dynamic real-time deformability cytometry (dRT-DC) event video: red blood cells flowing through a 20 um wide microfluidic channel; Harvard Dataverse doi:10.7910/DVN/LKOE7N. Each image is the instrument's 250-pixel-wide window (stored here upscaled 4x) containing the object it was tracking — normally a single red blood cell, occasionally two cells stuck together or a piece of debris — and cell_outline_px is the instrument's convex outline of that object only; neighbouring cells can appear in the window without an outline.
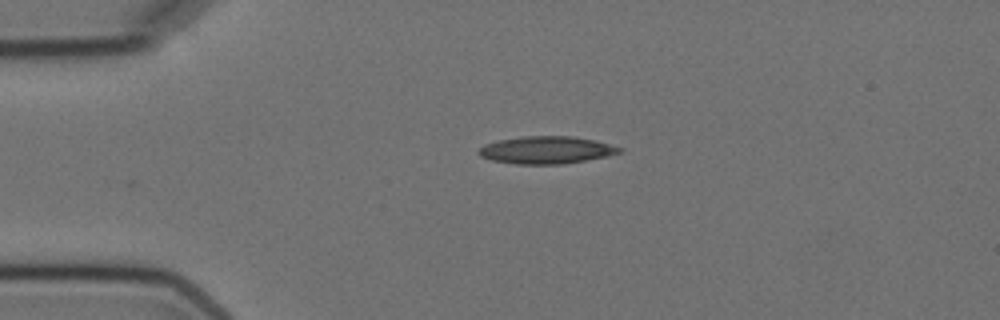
{"species": "Egyptian fruit bat (a non-hibernating species)", "species_latin": "Rousettus aegyptiacus", "temperature_condition": "cold", "stored_images_in_passage": 3, "camera_frame_rate_fps": 3000, "um_per_image_px": 0.085, "animal": {"sex": "female"}, "frame": {"image": 1, "passage_image": 3, "time_ms": 2.333, "image_size_px": [1000, 320], "cell_outline_px": [[624, 148], [620, 152], [608, 156], [564, 164], [516, 164], [492, 160], [480, 156], [476, 152], [484, 144], [500, 140], [520, 136], [572, 136], [596, 140]], "centroid_in_image_um": [46.45, 12.75], "position_along_channel_um": 38.6, "area_um2": 22.6}}